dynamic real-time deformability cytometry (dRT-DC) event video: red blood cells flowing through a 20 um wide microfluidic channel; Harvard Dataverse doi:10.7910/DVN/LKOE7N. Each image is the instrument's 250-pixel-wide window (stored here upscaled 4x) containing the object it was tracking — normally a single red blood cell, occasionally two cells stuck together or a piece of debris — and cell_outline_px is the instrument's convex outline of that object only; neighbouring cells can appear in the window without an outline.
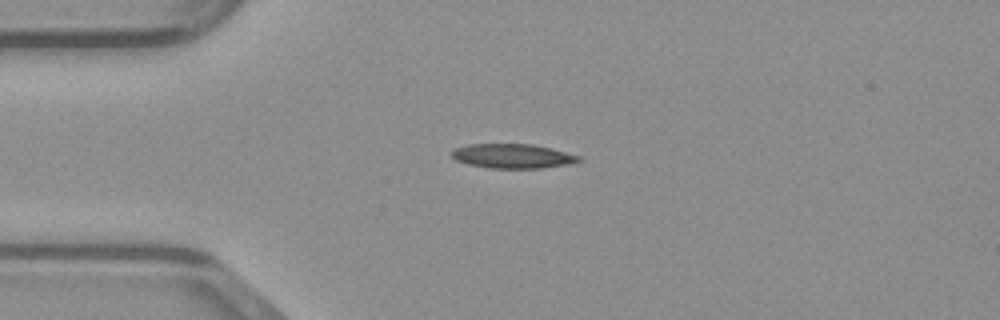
{"species": "common noctule bat (a hibernating species)", "species_latin": "Nyctalus noctula", "temperature_condition": "warm", "stored_images_in_passage": 37, "camera_frame_rate_fps": 3000, "um_per_image_px": 0.085, "animal": {"sex": "male", "body_mass_g": 23.1, "forearm_length_mm": 52.7}, "frame": {"image": 1, "passage_image": 1, "time_ms": 0.0, "image_size_px": [1000, 320], "cell_outline_px": [[584, 160], [572, 164], [544, 168], [488, 168], [468, 164], [456, 160], [448, 152], [456, 148], [468, 144], [532, 144], [552, 148], [580, 156]], "centroid_in_image_um": [43.61, 13.27], "position_along_channel_um": 41.4, "area_um2": 18.32}}
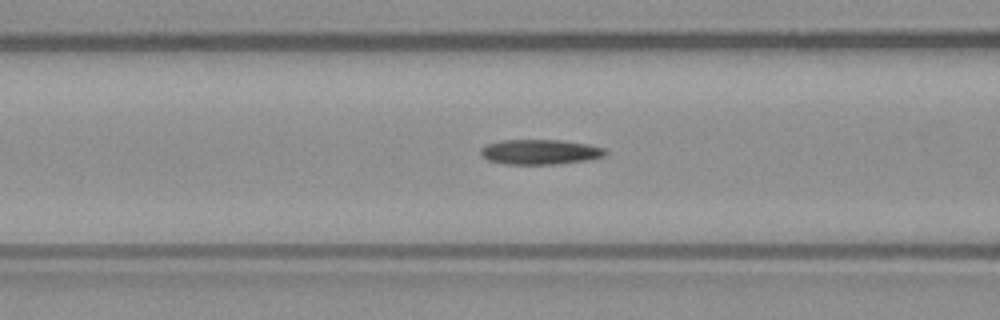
{"frame": {"image": 2, "passage_image": 8, "time_ms": 2.333, "image_size_px": [1000, 320], "cell_outline_px": [[608, 152], [604, 156], [588, 160], [556, 164], [504, 164], [488, 160], [480, 156], [480, 148], [488, 144], [504, 140], [560, 140], [588, 144], [604, 148]], "centroid_in_image_um": [45.9, 12.92], "position_along_channel_um": 120.7, "area_um2": 18.21}}
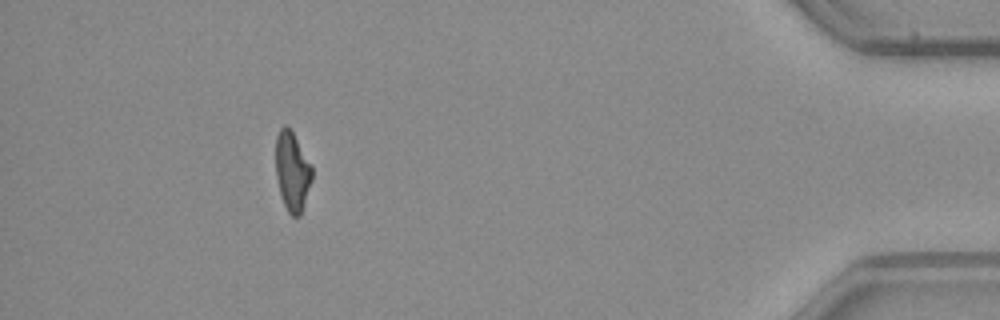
{"frame": {"image": 3, "passage_image": 33, "time_ms": 10.667, "image_size_px": [1000, 320], "cell_outline_px": [[312, 180], [300, 216], [292, 216], [288, 212], [280, 196], [276, 176], [276, 136], [280, 128], [284, 124], [292, 128], [312, 164]], "centroid_in_image_um": [24.85, 14.51], "position_along_channel_um": 410.4, "area_um2": 17.17}}